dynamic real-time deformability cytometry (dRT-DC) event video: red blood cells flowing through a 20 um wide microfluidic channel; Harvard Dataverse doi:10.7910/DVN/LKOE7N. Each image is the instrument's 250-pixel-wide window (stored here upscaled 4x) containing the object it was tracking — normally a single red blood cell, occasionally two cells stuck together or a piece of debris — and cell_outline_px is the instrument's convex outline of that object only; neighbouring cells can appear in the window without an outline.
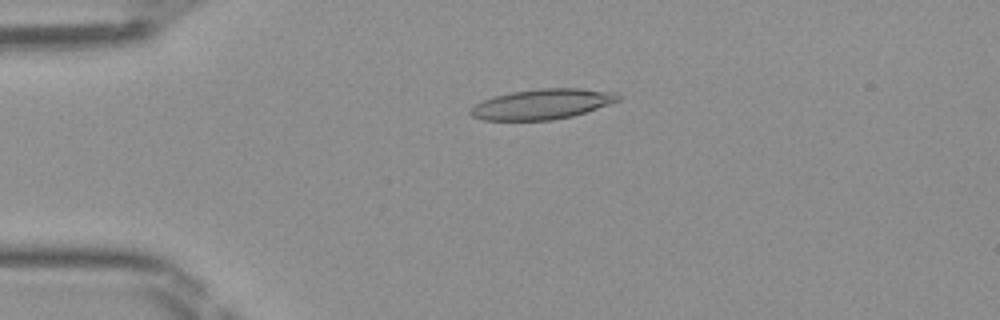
{"species": "Egyptian fruit bat (a non-hibernating species)", "species_latin": "Rousettus aegyptiacus", "temperature_condition": "room temperature", "stored_images_in_passage": 48, "camera_frame_rate_fps": 3000, "um_per_image_px": 0.085, "frame": {"image": 1, "passage_image": 11, "time_ms": 3.333, "image_size_px": [1000, 320], "cell_outline_px": [[624, 96], [620, 100], [572, 116], [552, 120], [484, 120], [472, 116], [468, 112], [476, 104], [484, 100], [496, 96], [512, 92], [540, 88], [580, 88], [616, 92]], "centroid_in_image_um": [46.12, 8.84], "position_along_channel_um": 38.9, "area_um2": 25.84}}
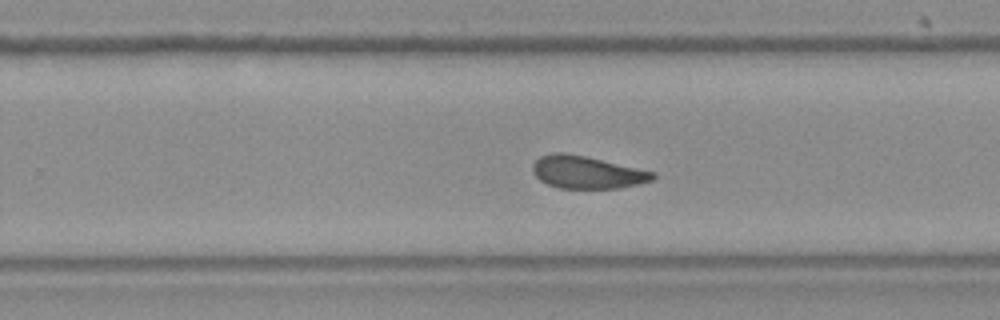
{"frame": {"image": 2, "passage_image": 31, "time_ms": 10.0, "image_size_px": [1000, 320], "cell_outline_px": [[656, 176], [652, 180], [620, 188], [560, 188], [548, 184], [540, 180], [532, 172], [532, 164], [540, 156], [552, 152], [564, 152], [584, 156], [656, 172]], "centroid_in_image_um": [49.86, 14.63], "position_along_channel_um": 279.9, "area_um2": 22.66}}
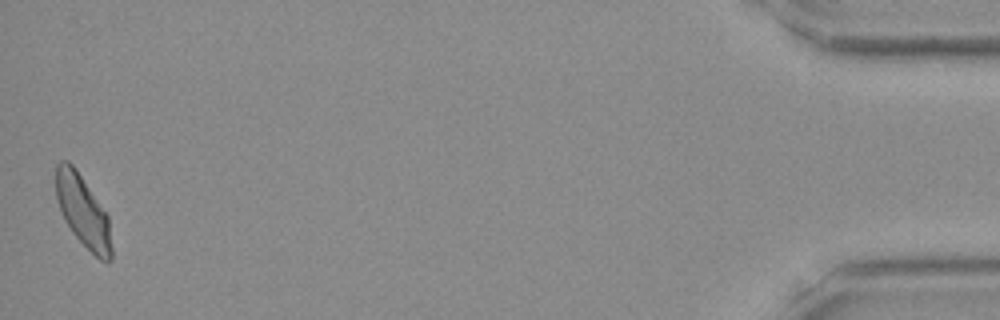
{"frame": {"image": 3, "passage_image": 48, "time_ms": 15.667, "image_size_px": [1000, 320], "cell_outline_px": [[112, 260], [108, 264], [100, 260], [72, 232], [64, 220], [56, 196], [56, 164], [60, 160], [68, 160], [76, 168], [108, 216], [112, 248]], "centroid_in_image_um": [7.06, 17.96], "position_along_channel_um": 428.1, "area_um2": 23.06}}